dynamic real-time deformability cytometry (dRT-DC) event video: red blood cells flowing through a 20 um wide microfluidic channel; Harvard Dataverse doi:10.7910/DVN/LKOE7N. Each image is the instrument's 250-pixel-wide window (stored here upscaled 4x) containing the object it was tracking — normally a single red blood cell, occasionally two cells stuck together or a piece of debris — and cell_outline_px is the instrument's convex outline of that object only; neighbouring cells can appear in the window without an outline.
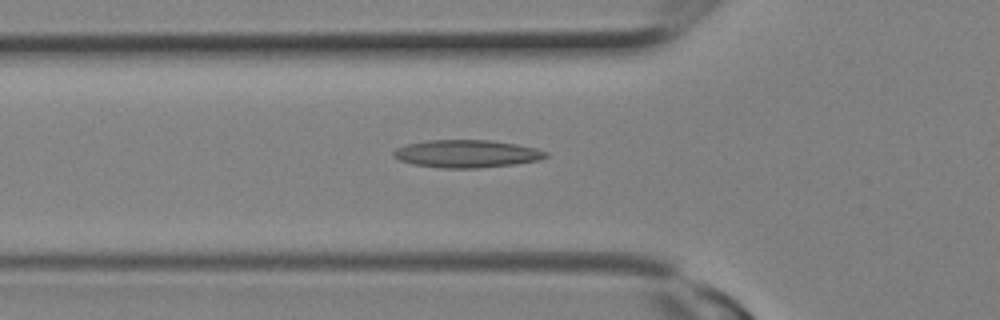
{"species": "Egyptian fruit bat (a non-hibernating species)", "species_latin": "Rousettus aegyptiacus", "temperature_condition": "room temperature", "stored_images_in_passage": 15, "camera_frame_rate_fps": 3000, "um_per_image_px": 0.085, "animal": {"sex": "female"}, "frame": {"image": 1, "passage_image": 9, "time_ms": 2.667, "image_size_px": [1000, 320], "cell_outline_px": [[548, 156], [540, 160], [512, 164], [480, 168], [440, 168], [412, 164], [400, 160], [392, 156], [392, 152], [396, 148], [408, 144], [424, 140], [488, 140], [516, 144], [536, 148], [548, 152]], "centroid_in_image_um": [39.65, 13.07], "position_along_channel_um": 86.2, "area_um2": 24.62}}
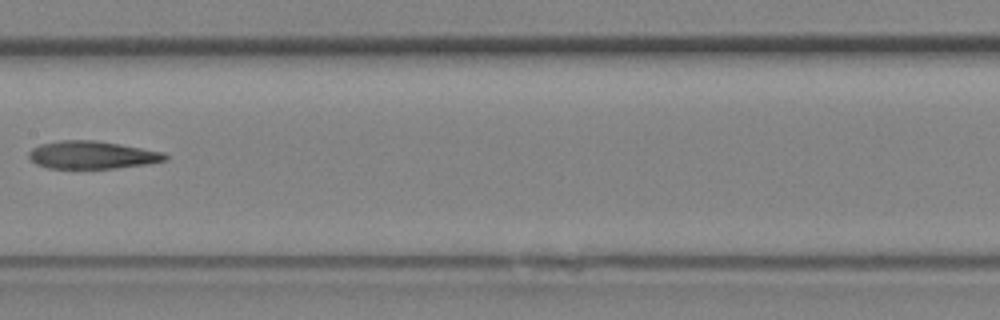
{"frame": {"image": 2, "passage_image": 13, "time_ms": 4.0, "image_size_px": [1000, 320], "cell_outline_px": [[168, 160], [144, 164], [116, 168], [48, 168], [36, 164], [28, 156], [28, 152], [32, 148], [40, 144], [60, 140], [92, 140], [120, 144], [164, 152], [168, 156]], "centroid_in_image_um": [7.81, 13.17], "position_along_channel_um": 199.6, "area_um2": 21.96}}
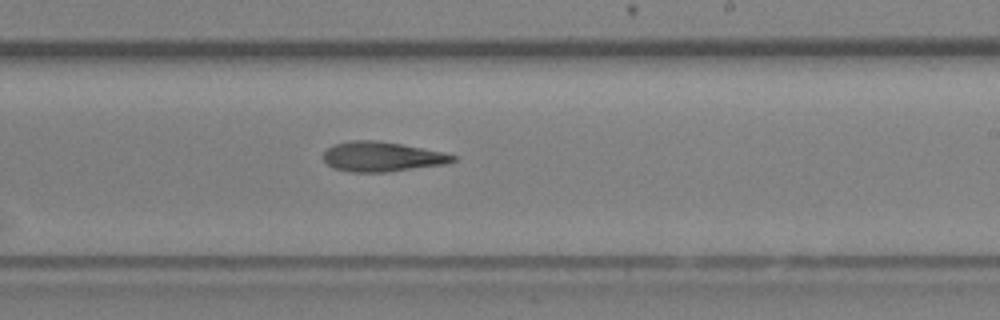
{"frame": {"image": 3, "passage_image": 15, "time_ms": 4.667, "image_size_px": [1000, 320], "cell_outline_px": [[456, 160], [448, 164], [384, 172], [352, 172], [332, 168], [324, 160], [324, 152], [332, 144], [352, 140], [376, 140], [400, 144], [440, 152], [456, 156]], "centroid_in_image_um": [32.43, 13.32], "position_along_channel_um": 256.6, "area_um2": 22.31}}